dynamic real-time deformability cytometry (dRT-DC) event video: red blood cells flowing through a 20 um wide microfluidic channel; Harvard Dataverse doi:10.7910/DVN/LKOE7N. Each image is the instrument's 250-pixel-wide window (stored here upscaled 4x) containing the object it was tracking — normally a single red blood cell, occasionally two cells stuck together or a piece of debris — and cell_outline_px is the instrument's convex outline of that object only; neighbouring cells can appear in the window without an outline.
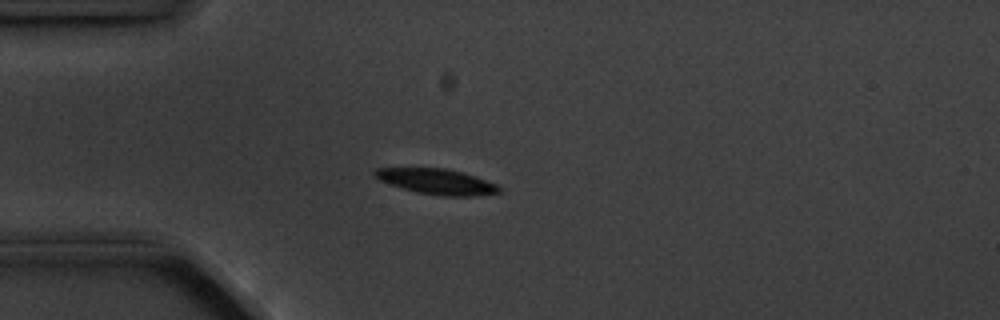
{"species": "common noctule bat (a hibernating species)", "species_latin": "Nyctalus noctula", "temperature_condition": "cold", "stored_images_in_passage": 5, "camera_frame_rate_fps": 3000, "um_per_image_px": 0.085, "animal": {"sex": "male", "body_mass_g": 20.1, "forearm_length_mm": 53.5}, "frame": {"image": 1, "passage_image": 5, "time_ms": 4.667, "image_size_px": [1000, 320], "cell_outline_px": [[504, 192], [476, 196], [440, 196], [416, 192], [380, 180], [372, 176], [372, 172], [376, 168], [444, 168], [464, 172], [476, 176], [496, 184]], "centroid_in_image_um": [37.16, 15.43], "position_along_channel_um": 47.8, "area_um2": 18.55}}